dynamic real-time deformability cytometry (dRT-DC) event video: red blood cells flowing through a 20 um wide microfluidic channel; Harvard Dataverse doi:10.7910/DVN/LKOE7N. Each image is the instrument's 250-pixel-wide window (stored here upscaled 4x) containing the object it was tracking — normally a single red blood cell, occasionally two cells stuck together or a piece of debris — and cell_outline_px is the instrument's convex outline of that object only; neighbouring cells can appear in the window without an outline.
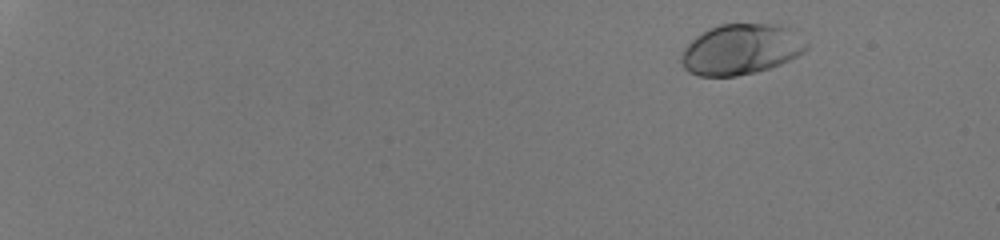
{"species": "human", "species_latin": "Homo sapiens", "temperature_condition": "room temperature", "stored_images_in_passage": 52, "camera_frame_rate_fps": 3000, "um_per_image_px": 0.085, "donor": {"sex": "male"}, "frame": {"image": 1, "passage_image": 5, "time_ms": 1.333, "image_size_px": [1000, 240], "cell_outline_px": [[808, 48], [804, 52], [780, 64], [756, 72], [736, 76], [700, 76], [688, 72], [680, 64], [680, 56], [684, 48], [696, 36], [708, 28], [720, 24], [788, 24], [808, 44]], "centroid_in_image_um": [62.98, 4.18], "position_along_channel_um": 22.0, "area_um2": 37.22}}
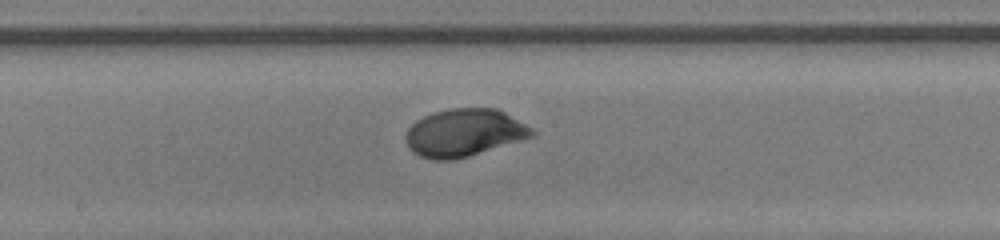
{"frame": {"image": 2, "passage_image": 32, "time_ms": 10.333, "image_size_px": [1000, 240], "cell_outline_px": [[536, 136], [468, 156], [452, 160], [432, 160], [420, 156], [412, 152], [408, 148], [404, 136], [408, 128], [416, 120], [432, 112], [448, 108], [496, 108], [504, 112], [532, 128], [536, 132]], "centroid_in_image_um": [39.43, 11.28], "position_along_channel_um": 208.8, "area_um2": 35.2}}
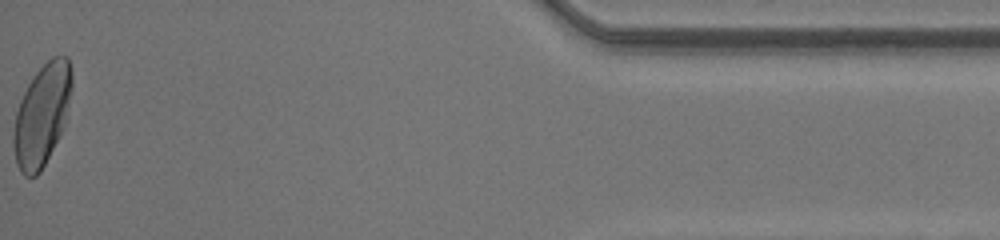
{"frame": {"image": 3, "passage_image": 52, "time_ms": 17.0, "image_size_px": [1000, 240], "cell_outline_px": [[72, 88], [64, 124], [60, 136], [40, 172], [36, 176], [24, 176], [20, 172], [16, 164], [12, 144], [12, 136], [16, 112], [20, 100], [28, 84], [36, 72], [52, 56], [68, 56], [72, 72]], "centroid_in_image_um": [3.55, 9.78], "position_along_channel_um": 431.6, "area_um2": 34.56}, "authors_computed_cell_mechanics": {"area_um2": 34.2465, "velocity_mm_per_s": 4.2345, "shape_relaxation_time_tau1_ms": 2.5848, "shape_relaxation_time_tau2_ms": null, "deformation_change_tau1": 0.1459, "deformation_change_tau2": null}}